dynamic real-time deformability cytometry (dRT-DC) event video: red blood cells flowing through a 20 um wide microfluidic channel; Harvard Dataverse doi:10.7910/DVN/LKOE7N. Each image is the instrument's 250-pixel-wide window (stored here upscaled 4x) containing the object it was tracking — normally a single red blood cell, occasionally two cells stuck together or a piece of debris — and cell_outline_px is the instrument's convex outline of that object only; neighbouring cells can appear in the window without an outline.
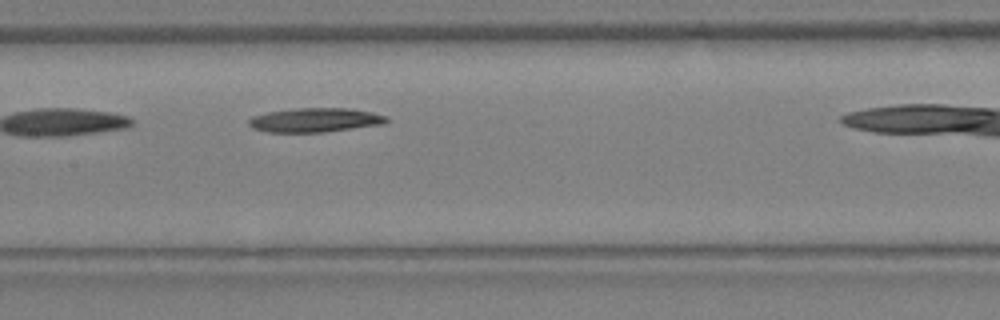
{"species": "Egyptian fruit bat (a non-hibernating species)", "species_latin": "Rousettus aegyptiacus", "temperature_condition": "warm", "stored_images_in_passage": 9, "camera_frame_rate_fps": 3000, "um_per_image_px": 0.085, "animal": {"sex": "female"}, "frame": {"image": 1, "passage_image": 8, "time_ms": 2.333, "image_size_px": [1000, 320], "cell_outline_px": [[388, 120], [384, 124], [324, 132], [268, 132], [252, 128], [248, 124], [248, 120], [252, 116], [268, 112], [292, 108], [348, 108], [372, 112], [388, 116]], "centroid_in_image_um": [26.78, 10.2], "position_along_channel_um": 180.6, "area_um2": 19.48}}